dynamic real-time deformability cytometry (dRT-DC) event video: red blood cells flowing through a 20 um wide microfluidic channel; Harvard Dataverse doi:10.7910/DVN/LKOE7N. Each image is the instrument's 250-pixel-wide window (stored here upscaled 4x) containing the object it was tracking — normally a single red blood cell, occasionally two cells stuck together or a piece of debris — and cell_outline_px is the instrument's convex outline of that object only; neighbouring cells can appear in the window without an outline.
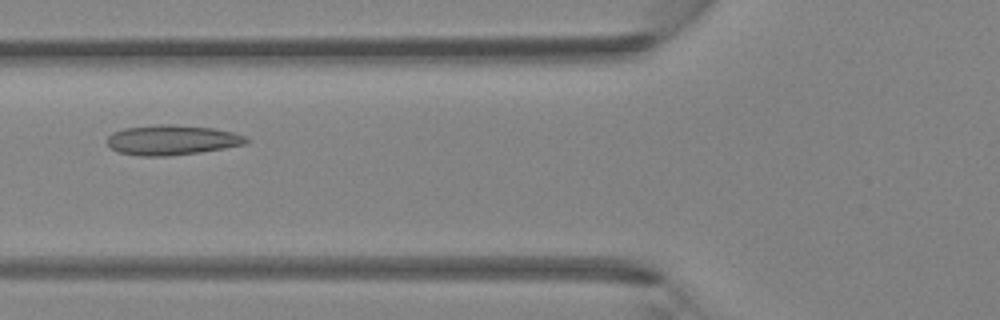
{"species": "Egyptian fruit bat (a non-hibernating species)", "species_latin": "Rousettus aegyptiacus", "temperature_condition": "room temperature", "stored_images_in_passage": 4, "camera_frame_rate_fps": 3000, "um_per_image_px": 0.085, "animal": {"sex": "female"}, "frame": {"image": 1, "passage_image": 3, "time_ms": 0.667, "image_size_px": [1000, 320], "cell_outline_px": [[252, 140], [244, 144], [224, 148], [200, 152], [168, 156], [140, 156], [116, 152], [108, 144], [108, 136], [112, 132], [124, 128], [160, 124], [172, 124], [212, 128], [232, 132], [244, 136]], "centroid_in_image_um": [14.6, 11.9], "position_along_channel_um": 111.2, "area_um2": 24.28}}
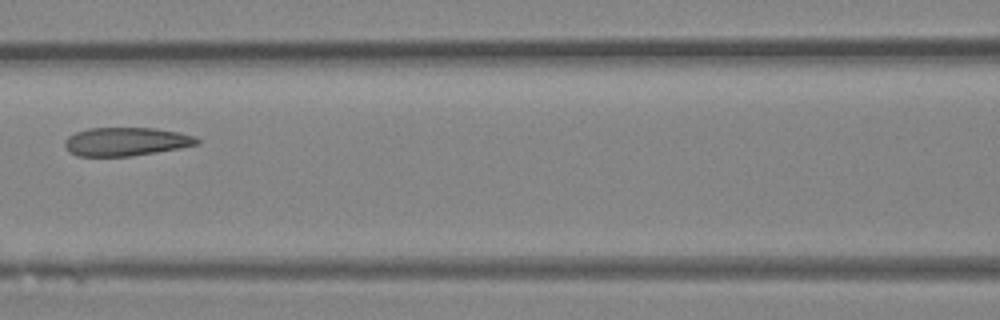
{"frame": {"image": 2, "passage_image": 4, "time_ms": 1.0, "image_size_px": [1000, 320], "cell_outline_px": [[200, 144], [180, 148], [132, 156], [76, 156], [68, 152], [64, 144], [64, 140], [68, 136], [76, 132], [88, 128], [156, 128], [180, 132], [196, 136], [200, 140]], "centroid_in_image_um": [10.72, 12.03], "position_along_channel_um": 155.9, "area_um2": 22.2}}